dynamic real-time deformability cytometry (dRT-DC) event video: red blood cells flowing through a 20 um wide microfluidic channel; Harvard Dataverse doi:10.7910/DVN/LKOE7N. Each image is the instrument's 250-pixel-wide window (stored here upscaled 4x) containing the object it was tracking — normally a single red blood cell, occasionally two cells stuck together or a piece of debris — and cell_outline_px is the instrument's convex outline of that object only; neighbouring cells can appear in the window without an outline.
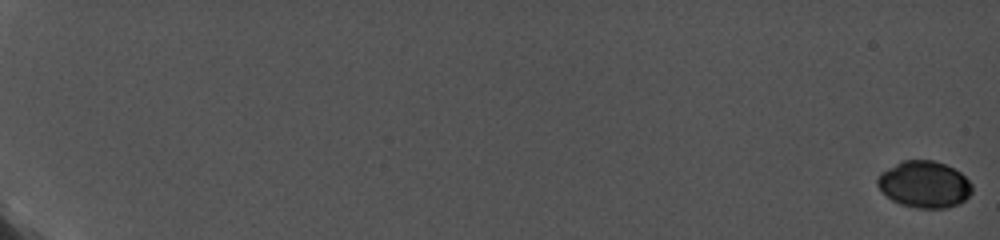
{"species": "common noctule bat (a hibernating species)", "species_latin": "Nyctalus noctula", "temperature_condition": "cold", "stored_images_in_passage": 37, "camera_frame_rate_fps": 5000, "um_per_image_px": 0.085, "animal": {"sex": "female", "body_mass_g": 19.0, "forearm_length_mm": 56.7}, "frame": {"image": 1, "passage_image": 1, "time_ms": 0.0, "image_size_px": [1000, 240], "cell_outline_px": [[972, 192], [960, 204], [948, 208], [916, 208], [900, 204], [892, 200], [876, 184], [876, 180], [880, 172], [900, 160], [932, 160], [944, 164], [960, 172], [972, 184]], "centroid_in_image_um": [78.56, 15.67], "position_along_channel_um": 6.4, "area_um2": 25.84}}
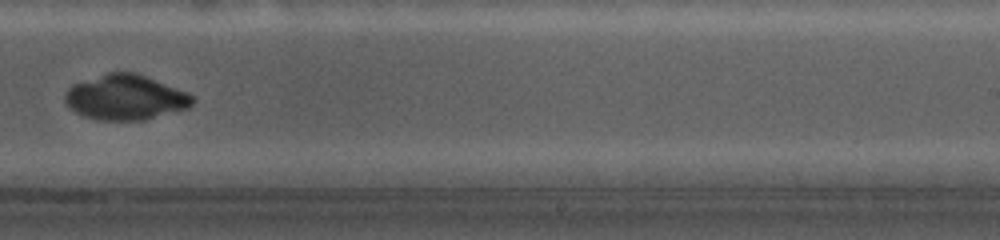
{"frame": {"image": 2, "passage_image": 33, "time_ms": 14.0, "image_size_px": [1000, 240], "cell_outline_px": [[196, 100], [188, 108], [144, 120], [96, 120], [84, 116], [76, 112], [64, 100], [64, 92], [72, 84], [108, 72], [136, 72], [188, 92]], "centroid_in_image_um": [10.67, 8.27], "position_along_channel_um": 278.3, "area_um2": 33.58}}
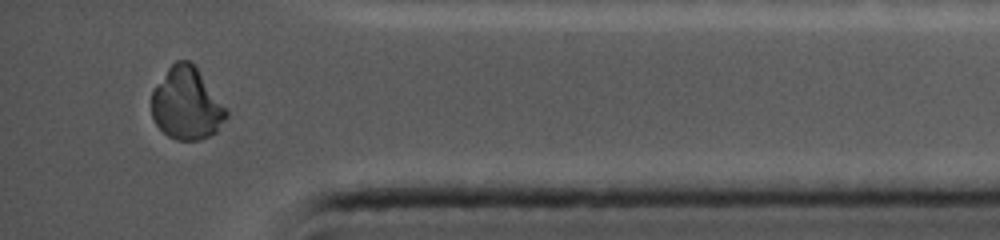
{"frame": {"image": 3, "passage_image": 37, "time_ms": 17.8, "image_size_px": [1000, 240], "cell_outline_px": [[228, 116], [216, 132], [200, 140], [176, 140], [168, 136], [156, 124], [152, 116], [152, 92], [168, 68], [176, 60], [188, 60], [196, 68], [228, 112]], "centroid_in_image_um": [15.85, 8.85], "position_along_channel_um": 419.4, "area_um2": 30.81}}